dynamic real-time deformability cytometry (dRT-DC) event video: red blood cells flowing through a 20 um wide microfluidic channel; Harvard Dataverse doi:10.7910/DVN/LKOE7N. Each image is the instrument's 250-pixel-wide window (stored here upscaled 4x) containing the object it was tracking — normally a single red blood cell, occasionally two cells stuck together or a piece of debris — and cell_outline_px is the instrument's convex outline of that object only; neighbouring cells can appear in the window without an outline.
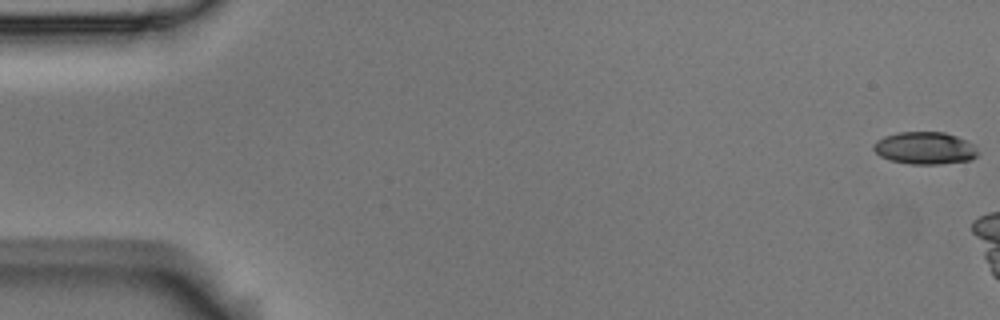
{"species": "Egyptian fruit bat (a non-hibernating species)", "species_latin": "Rousettus aegyptiacus", "temperature_condition": "room temperature", "stored_images_in_passage": 8, "camera_frame_rate_fps": 3000, "um_per_image_px": 0.085, "animal": {"sex": "male"}, "frame": {"image": 1, "passage_image": 1, "time_ms": 0.0, "image_size_px": [1000, 320], "cell_outline_px": [[980, 152], [972, 160], [940, 164], [908, 164], [888, 160], [880, 156], [872, 148], [872, 144], [876, 140], [884, 136], [896, 132], [944, 132], [956, 136], [976, 144]], "centroid_in_image_um": [78.63, 12.59], "position_along_channel_um": 6.4, "area_um2": 20.11}}